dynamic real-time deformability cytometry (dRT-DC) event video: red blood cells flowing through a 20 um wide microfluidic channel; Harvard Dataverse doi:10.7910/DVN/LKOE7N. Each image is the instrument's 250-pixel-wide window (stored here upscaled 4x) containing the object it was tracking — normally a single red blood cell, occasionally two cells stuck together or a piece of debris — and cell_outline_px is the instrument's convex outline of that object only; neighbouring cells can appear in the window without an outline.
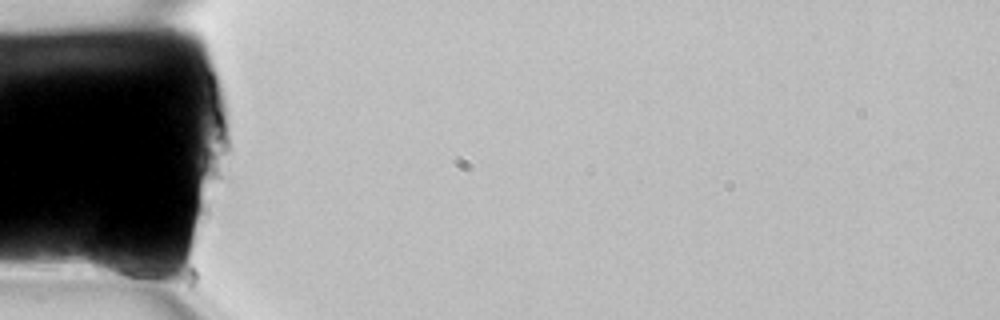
{"species": "common noctule bat (a hibernating species)", "species_latin": "Nyctalus noctula", "temperature_condition": "room temperature", "stored_images_in_passage": 4, "camera_frame_rate_fps": 3000, "um_per_image_px": 0.085, "animal": {"sex": "female", "body_mass_g": 22.7, "forearm_length_mm": 54.2}, "frame": {"image": 1, "passage_image": 1, "time_ms": 0.0, "image_size_px": [1000, 320], "cell_outline_px": [[160, 272], [156, 276], [112, 276], [92, 272], [88, 264], [88, 256], [92, 244], [96, 240], [104, 240], [132, 252], [140, 256]], "centroid_in_image_um": [10.01, 22.21], "position_along_channel_um": 75.0, "area_um2": 12.31}}